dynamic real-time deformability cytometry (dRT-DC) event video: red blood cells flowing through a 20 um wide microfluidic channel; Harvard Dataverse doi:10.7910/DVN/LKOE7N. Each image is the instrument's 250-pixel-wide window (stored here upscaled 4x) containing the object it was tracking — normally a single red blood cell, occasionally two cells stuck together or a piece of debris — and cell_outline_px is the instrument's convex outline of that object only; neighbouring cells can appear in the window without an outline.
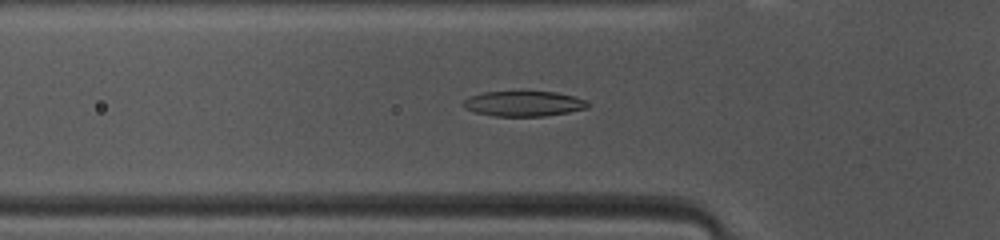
{"species": "common noctule bat (a hibernating species)", "species_latin": "Nyctalus noctula", "temperature_condition": "warm", "stored_images_in_passage": 47, "camera_frame_rate_fps": 3000, "um_per_image_px": 0.085, "animal": {"sex": "female", "body_mass_g": 10.0, "forearm_length_mm": 53.1}, "frame": {"image": 1, "passage_image": 14, "time_ms": 4.333, "image_size_px": [1000, 240], "cell_outline_px": [[588, 108], [568, 112], [544, 116], [496, 116], [476, 112], [464, 108], [464, 100], [472, 96], [484, 92], [556, 92], [572, 96], [584, 100], [588, 104]], "centroid_in_image_um": [44.52, 8.82], "position_along_channel_um": 81.3, "area_um2": 17.92}}
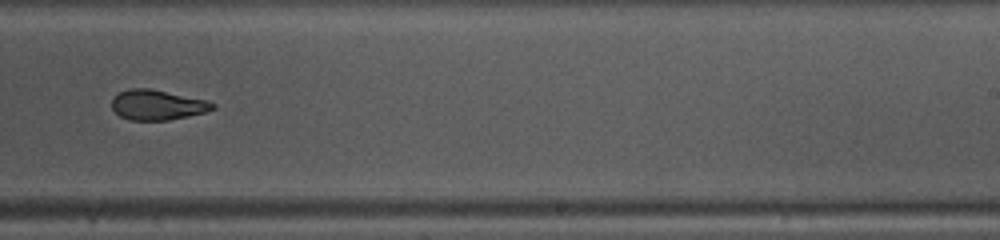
{"frame": {"image": 2, "passage_image": 28, "time_ms": 9.0, "image_size_px": [1000, 240], "cell_outline_px": [[216, 108], [204, 112], [188, 116], [168, 120], [128, 120], [120, 116], [112, 108], [112, 96], [128, 88], [148, 88], [208, 100], [216, 104]], "centroid_in_image_um": [13.36, 8.91], "position_along_channel_um": 275.6, "area_um2": 17.74}}
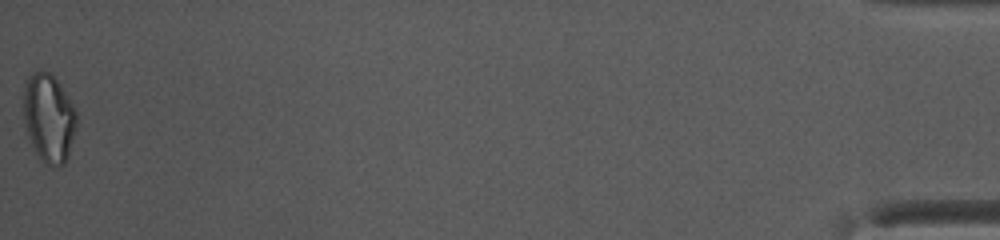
{"frame": {"image": 3, "passage_image": 47, "time_ms": 15.333, "image_size_px": [1000, 240], "cell_outline_px": [[76, 128], [68, 156], [64, 164], [52, 168], [48, 168], [36, 152], [28, 136], [24, 124], [24, 84], [28, 76], [32, 72], [48, 72], [56, 80], [72, 104], [76, 112]], "centroid_in_image_um": [4.14, 10.07], "position_along_channel_um": 431.1, "area_um2": 27.11}, "authors_computed_cell_mechanics": {"area_um2": 18.785, "velocity_mm_per_s": 4.1553, "shape_relaxation_time_tau1_ms": 5.7062, "shape_relaxation_time_tau2_ms": 4.5665, "deformation_change_tau1": 0.218, "deformation_change_tau2": 0.1075}}